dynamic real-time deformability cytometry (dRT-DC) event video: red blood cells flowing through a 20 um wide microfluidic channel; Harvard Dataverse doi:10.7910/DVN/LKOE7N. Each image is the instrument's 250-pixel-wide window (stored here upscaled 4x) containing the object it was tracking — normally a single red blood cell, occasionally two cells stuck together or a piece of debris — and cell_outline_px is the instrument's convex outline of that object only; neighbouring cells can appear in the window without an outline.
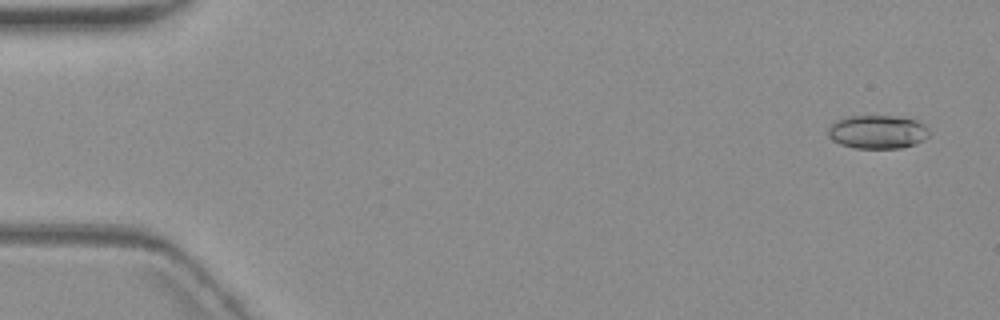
{"species": "common noctule bat (a hibernating species)", "species_latin": "Nyctalus noctula", "temperature_condition": "warm", "stored_images_in_passage": 5, "camera_frame_rate_fps": 3000, "um_per_image_px": 0.085, "animal": {"sex": "female", "body_mass_g": 19.3, "forearm_length_mm": 54.1}, "frame": {"image": 1, "passage_image": 1, "time_ms": 0.0, "image_size_px": [1000, 320], "cell_outline_px": [[928, 136], [924, 140], [916, 144], [900, 148], [856, 148], [840, 144], [832, 140], [828, 136], [828, 128], [836, 120], [848, 116], [896, 116], [916, 120], [924, 124], [928, 128]], "centroid_in_image_um": [74.59, 11.21], "position_along_channel_um": 10.4, "area_um2": 19.83}}
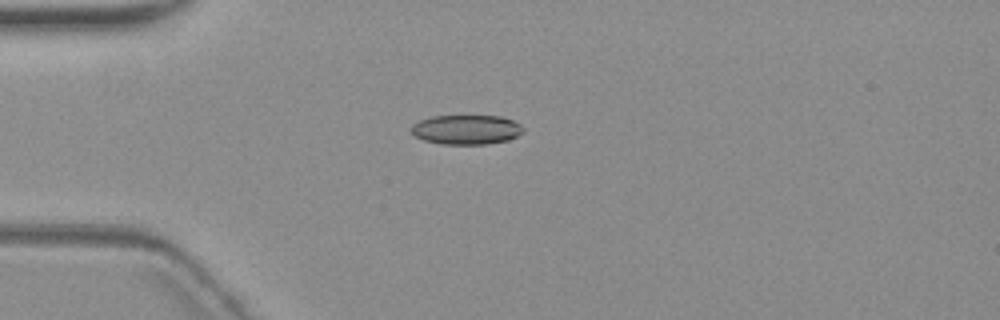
{"frame": {"image": 2, "passage_image": 4, "time_ms": 4.333, "image_size_px": [1000, 320], "cell_outline_px": [[524, 132], [508, 140], [484, 144], [440, 144], [424, 140], [416, 136], [412, 132], [412, 124], [428, 116], [500, 116], [512, 120], [520, 124], [524, 128]], "centroid_in_image_um": [39.64, 11.01], "position_along_channel_um": 45.4, "area_um2": 19.25}}